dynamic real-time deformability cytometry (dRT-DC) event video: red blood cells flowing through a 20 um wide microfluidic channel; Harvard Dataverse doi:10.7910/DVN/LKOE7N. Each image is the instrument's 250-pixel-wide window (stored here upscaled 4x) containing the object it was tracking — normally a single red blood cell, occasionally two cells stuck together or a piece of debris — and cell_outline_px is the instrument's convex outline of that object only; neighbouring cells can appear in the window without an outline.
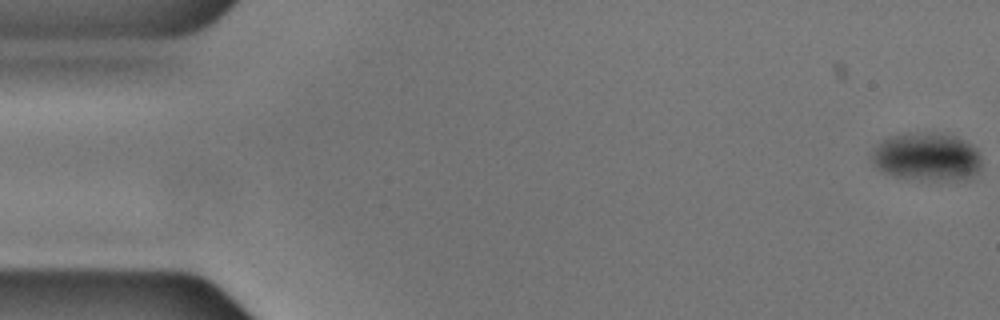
{"species": "common noctule bat (a hibernating species)", "species_latin": "Nyctalus noctula", "temperature_condition": "cold", "stored_images_in_passage": 56, "camera_frame_rate_fps": 3000, "um_per_image_px": 0.085, "animal": {"sex": "male", "body_mass_g": 17.9, "forearm_length_mm": 54.2}, "frame": {"image": 1, "passage_image": 1, "time_ms": 0.0, "image_size_px": [1000, 320], "cell_outline_px": [[980, 172], [972, 180], [936, 180], [892, 176], [876, 168], [872, 164], [872, 148], [884, 140], [892, 136], [916, 132], [956, 136], [976, 148], [980, 156]], "centroid_in_image_um": [78.8, 13.36], "position_along_channel_um": 6.2, "area_um2": 30.92}}
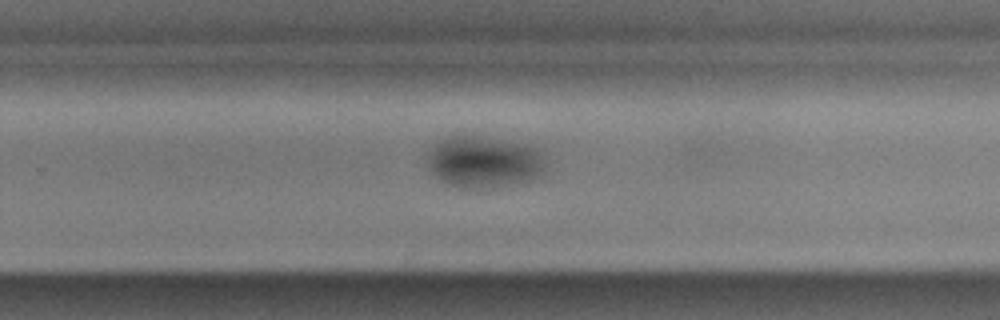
{"frame": {"image": 2, "passage_image": 36, "time_ms": 11.667, "image_size_px": [1000, 320], "cell_outline_px": [[544, 172], [528, 180], [484, 188], [460, 188], [448, 184], [440, 180], [428, 168], [428, 152], [440, 140], [448, 136], [472, 136], [516, 144], [536, 148], [544, 160]], "centroid_in_image_um": [41.05, 13.78], "position_along_channel_um": 288.7, "area_um2": 34.45}}
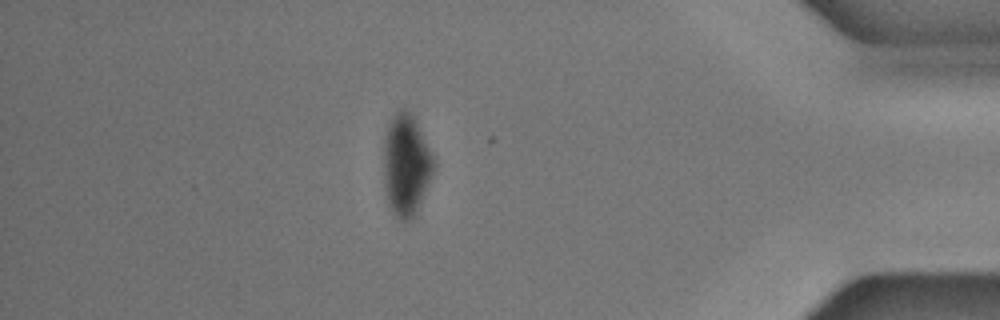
{"frame": {"image": 3, "passage_image": 49, "time_ms": 16.0, "image_size_px": [1000, 320], "cell_outline_px": [[436, 164], [432, 176], [416, 212], [408, 220], [400, 220], [396, 216], [388, 204], [384, 188], [384, 140], [388, 124], [396, 112], [404, 108], [416, 120]], "centroid_in_image_um": [34.51, 14.03], "position_along_channel_um": 400.7, "area_um2": 29.25}}